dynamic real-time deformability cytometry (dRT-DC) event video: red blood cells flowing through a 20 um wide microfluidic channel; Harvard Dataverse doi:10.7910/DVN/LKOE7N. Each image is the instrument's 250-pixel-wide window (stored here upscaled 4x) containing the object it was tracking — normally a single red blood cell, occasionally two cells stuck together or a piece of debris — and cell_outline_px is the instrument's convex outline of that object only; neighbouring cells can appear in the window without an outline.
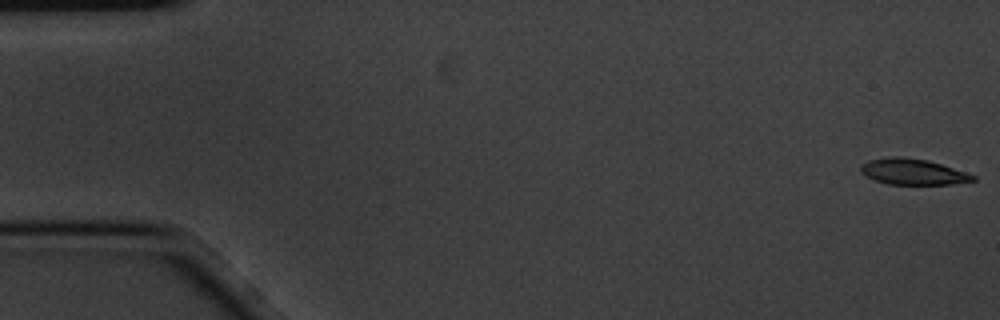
{"species": "common noctule bat (a hibernating species)", "species_latin": "Nyctalus noctula", "temperature_condition": "cold", "stored_images_in_passage": 5, "camera_frame_rate_fps": 3000, "um_per_image_px": 0.085, "animal": {"sex": "male", "body_mass_g": 20.1, "forearm_length_mm": 53.5}, "frame": {"image": 1, "passage_image": 1, "time_ms": 0.0, "image_size_px": [1000, 320], "cell_outline_px": [[976, 180], [952, 184], [888, 184], [864, 176], [860, 172], [860, 164], [868, 160], [892, 156], [900, 156], [928, 160], [976, 176]], "centroid_in_image_um": [77.53, 14.59], "position_along_channel_um": 7.5, "area_um2": 16.88}}
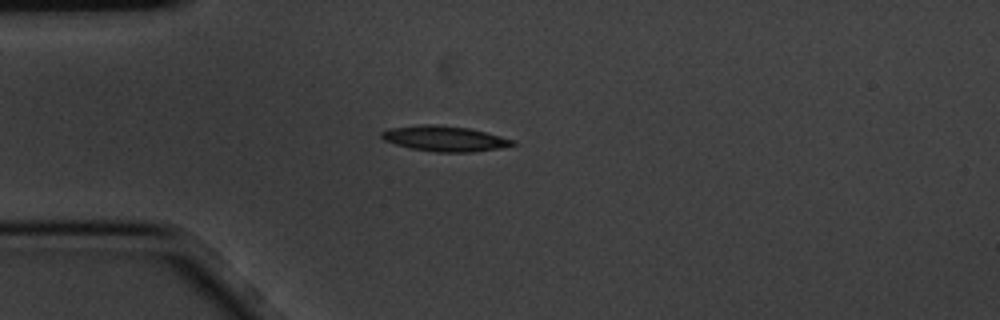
{"frame": {"image": 2, "passage_image": 5, "time_ms": 1.333, "image_size_px": [1000, 320], "cell_outline_px": [[516, 144], [500, 148], [472, 152], [436, 152], [412, 148], [396, 144], [384, 140], [380, 136], [380, 132], [388, 128], [424, 124], [436, 124], [468, 128], [516, 140]], "centroid_in_image_um": [37.78, 11.77], "position_along_channel_um": 47.2, "area_um2": 19.31}}